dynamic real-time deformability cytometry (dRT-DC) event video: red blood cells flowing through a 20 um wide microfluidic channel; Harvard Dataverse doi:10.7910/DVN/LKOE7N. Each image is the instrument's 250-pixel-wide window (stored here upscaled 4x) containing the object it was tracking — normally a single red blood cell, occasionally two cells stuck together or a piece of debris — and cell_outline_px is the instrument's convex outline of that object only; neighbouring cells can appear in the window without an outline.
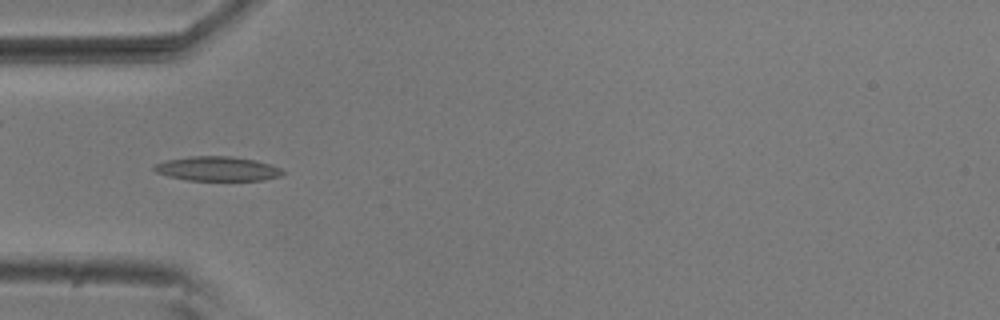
{"species": "common noctule bat (a hibernating species)", "species_latin": "Nyctalus noctula", "temperature_condition": "room temperature", "stored_images_in_passage": 8, "camera_frame_rate_fps": 3000, "um_per_image_px": 0.085, "animal": {"sex": "male", "body_mass_g": 20.5, "forearm_length_mm": 52.5}, "frame": {"image": 1, "passage_image": 3, "time_ms": 0.667, "image_size_px": [1000, 320], "cell_outline_px": [[284, 172], [280, 176], [264, 180], [188, 180], [168, 176], [156, 172], [152, 168], [156, 164], [168, 160], [188, 156], [232, 156], [256, 160], [272, 164], [280, 168]], "centroid_in_image_um": [18.5, 14.34], "position_along_channel_um": 66.5, "area_um2": 18.26}}
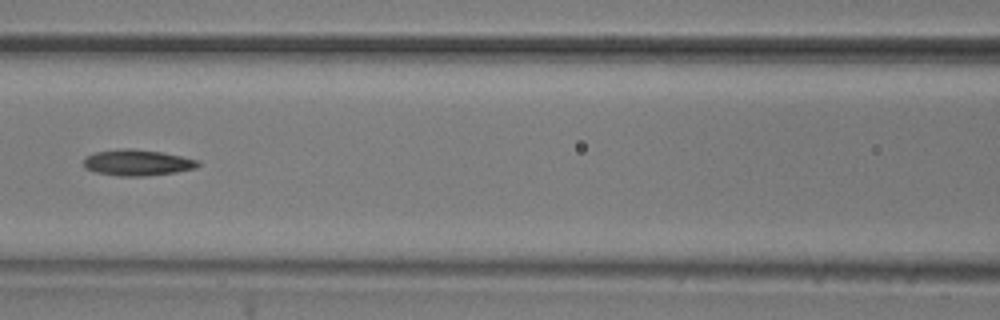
{"frame": {"image": 2, "passage_image": 5, "time_ms": 1.333, "image_size_px": [1000, 320], "cell_outline_px": [[200, 164], [196, 168], [176, 172], [144, 176], [120, 176], [96, 172], [84, 168], [84, 156], [96, 152], [120, 148], [132, 148], [160, 152], [200, 160]], "centroid_in_image_um": [11.66, 13.82], "position_along_channel_um": 154.9, "area_um2": 17.4}}
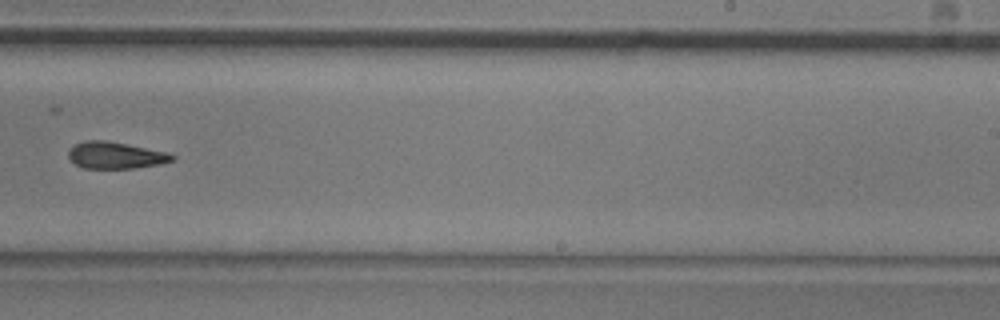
{"frame": {"image": 3, "passage_image": 8, "time_ms": 2.333, "image_size_px": [1000, 320], "cell_outline_px": [[176, 160], [160, 164], [132, 168], [84, 168], [68, 160], [68, 152], [76, 144], [84, 140], [104, 140], [168, 152], [176, 156]], "centroid_in_image_um": [9.83, 13.2], "position_along_channel_um": 279.2, "area_um2": 16.13}}